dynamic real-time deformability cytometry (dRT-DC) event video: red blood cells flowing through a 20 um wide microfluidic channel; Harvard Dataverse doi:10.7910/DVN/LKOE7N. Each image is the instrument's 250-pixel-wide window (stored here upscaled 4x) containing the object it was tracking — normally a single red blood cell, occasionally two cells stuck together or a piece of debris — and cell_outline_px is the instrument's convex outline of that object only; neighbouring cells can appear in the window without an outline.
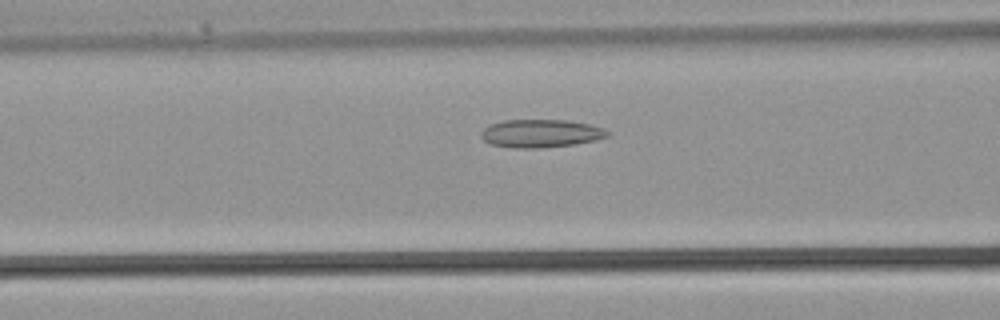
{"species": "common noctule bat (a hibernating species)", "species_latin": "Nyctalus noctula", "temperature_condition": "warm", "stored_images_in_passage": 30, "camera_frame_rate_fps": 3000, "um_per_image_px": 0.085, "animal": {"sex": "male", "body_mass_g": 21.5, "forearm_length_mm": 52.0}, "frame": {"image": 1, "passage_image": 11, "time_ms": 3.333, "image_size_px": [1000, 320], "cell_outline_px": [[612, 132], [608, 136], [596, 140], [576, 144], [536, 148], [512, 148], [492, 144], [484, 140], [480, 136], [480, 132], [488, 124], [504, 120], [568, 120], [588, 124], [604, 128]], "centroid_in_image_um": [45.97, 11.33], "position_along_channel_um": 120.6, "area_um2": 20.81}}
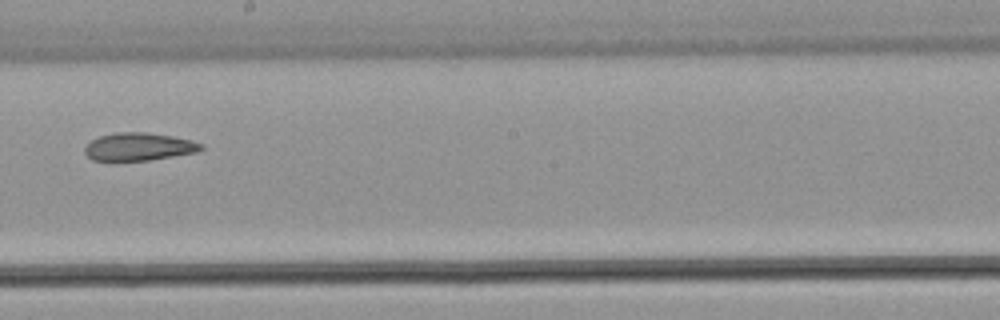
{"frame": {"image": 2, "passage_image": 17, "time_ms": 5.333, "image_size_px": [1000, 320], "cell_outline_px": [[204, 148], [196, 152], [148, 160], [112, 164], [92, 160], [84, 152], [84, 148], [92, 140], [100, 136], [116, 132], [144, 132], [172, 136], [192, 140], [204, 144]], "centroid_in_image_um": [11.74, 12.51], "position_along_channel_um": 236.5, "area_um2": 19.48}}
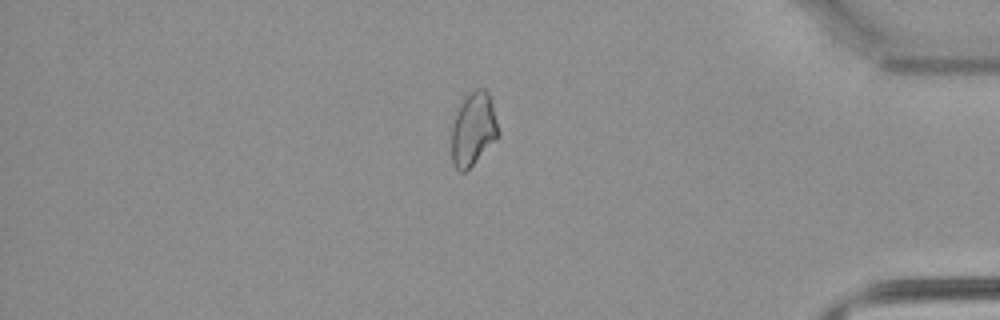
{"frame": {"image": 3, "passage_image": 27, "time_ms": 8.667, "image_size_px": [1000, 320], "cell_outline_px": [[500, 136], [464, 172], [460, 172], [452, 164], [452, 116], [464, 96], [476, 88], [484, 88], [488, 92], [492, 104], [500, 132]], "centroid_in_image_um": [40.21, 10.93], "position_along_channel_um": 395.0, "area_um2": 20.23}}